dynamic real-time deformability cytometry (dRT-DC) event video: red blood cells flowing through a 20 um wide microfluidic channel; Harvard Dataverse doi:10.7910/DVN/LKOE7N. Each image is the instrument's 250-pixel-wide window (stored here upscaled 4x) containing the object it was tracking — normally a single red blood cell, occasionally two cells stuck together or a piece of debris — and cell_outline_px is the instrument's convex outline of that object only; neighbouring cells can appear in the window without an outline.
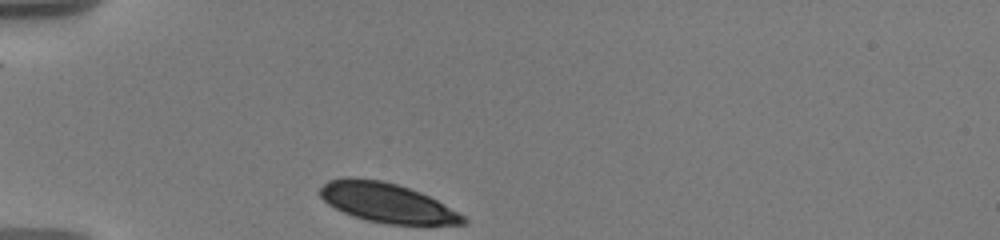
{"species": "human", "species_latin": "Homo sapiens", "temperature_condition": "warm", "stored_images_in_passage": 9, "camera_frame_rate_fps": 3000, "um_per_image_px": 0.085, "donor": {"sex": "male"}, "frame": {"image": 1, "passage_image": 1, "time_ms": 0.0, "image_size_px": [1000, 240], "cell_outline_px": [[468, 220], [464, 224], [388, 224], [364, 220], [352, 216], [328, 204], [316, 192], [328, 180], [348, 176], [352, 176], [380, 180], [396, 184], [420, 192], [436, 200], [464, 216]], "centroid_in_image_um": [32.82, 17.22], "position_along_channel_um": 52.2, "area_um2": 32.77}}
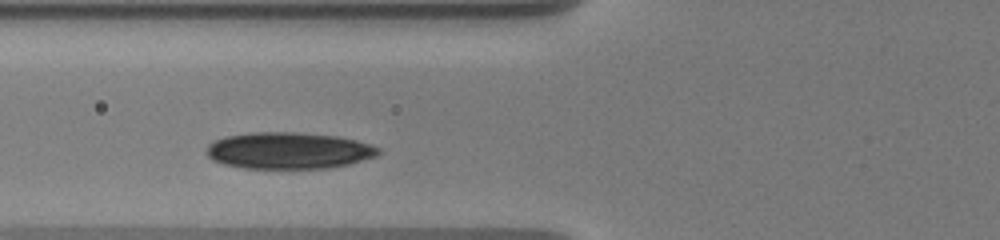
{"frame": {"image": 2, "passage_image": 6, "time_ms": 2.0, "image_size_px": [1000, 240], "cell_outline_px": [[380, 152], [376, 156], [348, 164], [328, 168], [244, 168], [224, 164], [212, 160], [208, 156], [208, 144], [224, 136], [252, 132], [296, 132], [336, 136], [356, 140], [372, 144], [380, 148]], "centroid_in_image_um": [24.54, 12.79], "position_along_channel_um": 101.3, "area_um2": 36.59}}
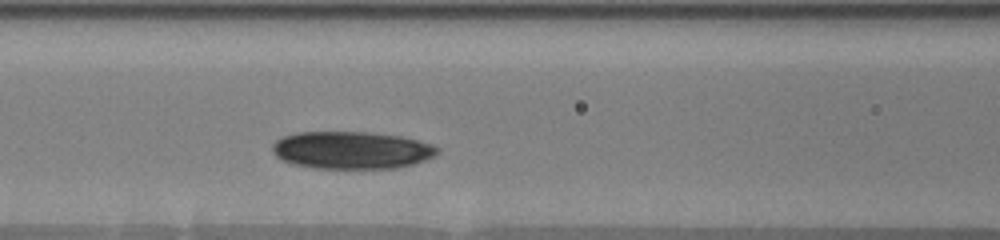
{"frame": {"image": 3, "passage_image": 9, "time_ms": 3.0, "image_size_px": [1000, 240], "cell_outline_px": [[440, 152], [436, 156], [412, 164], [396, 168], [312, 168], [292, 164], [280, 160], [272, 152], [272, 144], [280, 136], [296, 132], [368, 132], [400, 136], [432, 144], [440, 148]], "centroid_in_image_um": [29.85, 12.76], "position_along_channel_um": 136.8, "area_um2": 36.36}}